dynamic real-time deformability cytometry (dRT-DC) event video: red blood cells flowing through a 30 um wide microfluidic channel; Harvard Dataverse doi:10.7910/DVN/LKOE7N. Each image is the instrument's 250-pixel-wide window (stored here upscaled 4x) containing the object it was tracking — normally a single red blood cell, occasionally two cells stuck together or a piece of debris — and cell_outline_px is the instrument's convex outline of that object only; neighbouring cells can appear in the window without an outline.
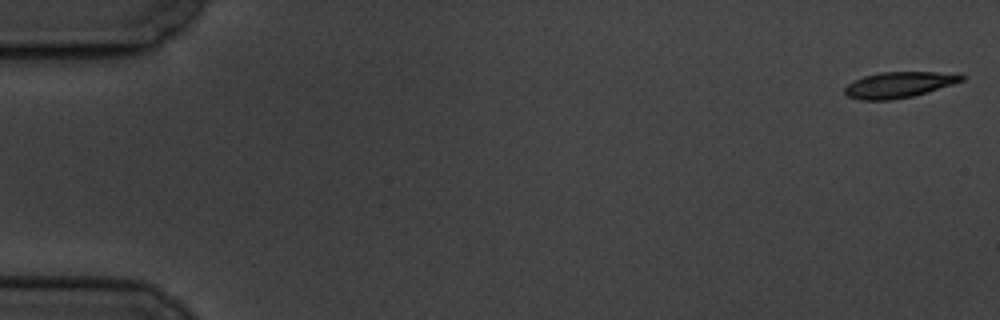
{"species": "common noctule bat (a hibernating species)", "species_latin": "Nyctalus noctula", "temperature_condition": "cold", "stored_images_in_passage": 6, "camera_frame_rate_fps": 3000, "um_per_image_px": 0.085, "animal": {"sex": "male", "body_mass_g": 19.5, "forearm_length_mm": 54.6}, "frame": {"image": 1, "passage_image": 1, "time_ms": 0.0, "image_size_px": [1000, 320], "cell_outline_px": [[968, 76], [964, 80], [952, 84], [912, 96], [892, 100], [860, 100], [848, 96], [844, 92], [844, 88], [848, 84], [864, 76], [880, 72], [960, 72]], "centroid_in_image_um": [76.47, 7.19], "position_along_channel_um": 8.5, "area_um2": 17.69}}
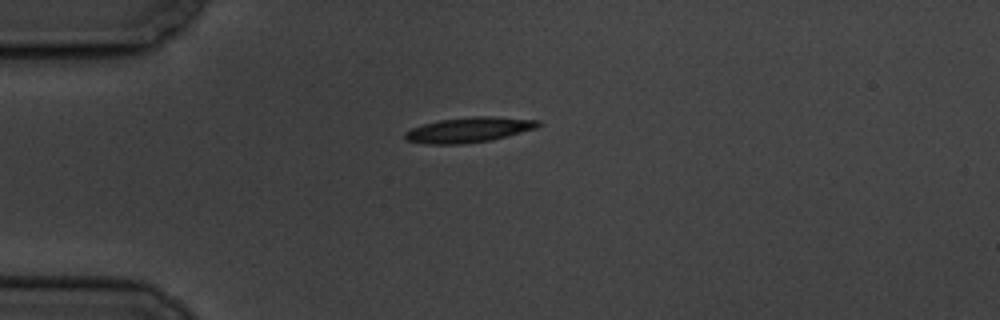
{"frame": {"image": 2, "passage_image": 5, "time_ms": 4.667, "image_size_px": [1000, 320], "cell_outline_px": [[540, 124], [536, 128], [508, 136], [492, 140], [460, 144], [424, 144], [404, 140], [404, 132], [412, 128], [424, 124], [440, 120], [476, 116], [488, 116], [540, 120]], "centroid_in_image_um": [39.83, 11.04], "position_along_channel_um": 45.2, "area_um2": 19.48}}